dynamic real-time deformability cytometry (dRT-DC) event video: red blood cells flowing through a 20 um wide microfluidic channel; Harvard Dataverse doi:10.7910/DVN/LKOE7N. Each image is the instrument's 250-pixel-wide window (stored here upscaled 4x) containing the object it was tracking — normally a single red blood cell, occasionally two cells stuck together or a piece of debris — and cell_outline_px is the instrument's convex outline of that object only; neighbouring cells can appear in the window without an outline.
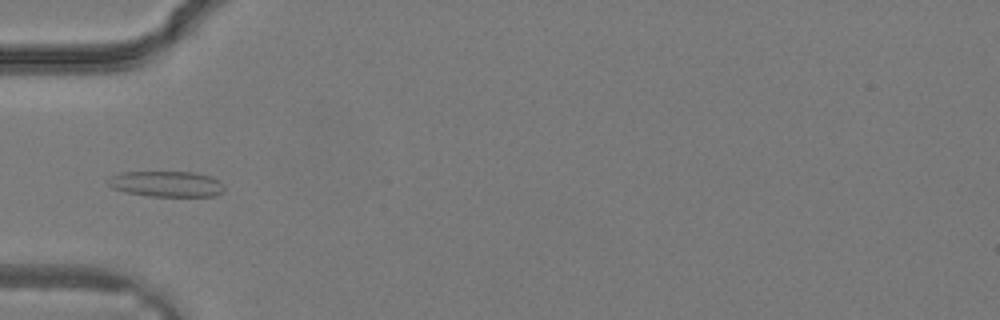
{"species": "common noctule bat (a hibernating species)", "species_latin": "Nyctalus noctula", "temperature_condition": "warm", "stored_images_in_passage": 24, "camera_frame_rate_fps": 3000, "um_per_image_px": 0.085, "animal": {"sex": "male", "body_mass_g": 19.2, "forearm_length_mm": 51.8}, "frame": {"image": 1, "passage_image": 2, "time_ms": 0.333, "image_size_px": [1000, 320], "cell_outline_px": [[224, 192], [216, 196], [148, 196], [128, 192], [112, 188], [108, 184], [108, 176], [120, 172], [196, 172], [212, 176], [220, 180], [224, 188]], "centroid_in_image_um": [14.18, 15.63], "position_along_channel_um": 70.8, "area_um2": 17.63}}
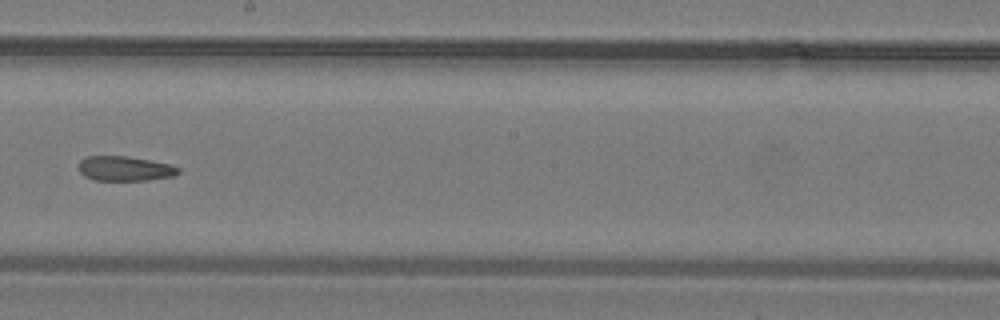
{"frame": {"image": 2, "passage_image": 10, "time_ms": 3.0, "image_size_px": [1000, 320], "cell_outline_px": [[180, 172], [172, 176], [148, 180], [96, 180], [84, 176], [80, 172], [80, 160], [88, 156], [128, 156], [172, 164], [180, 168]], "centroid_in_image_um": [10.65, 14.32], "position_along_channel_um": 237.6, "area_um2": 14.33}}
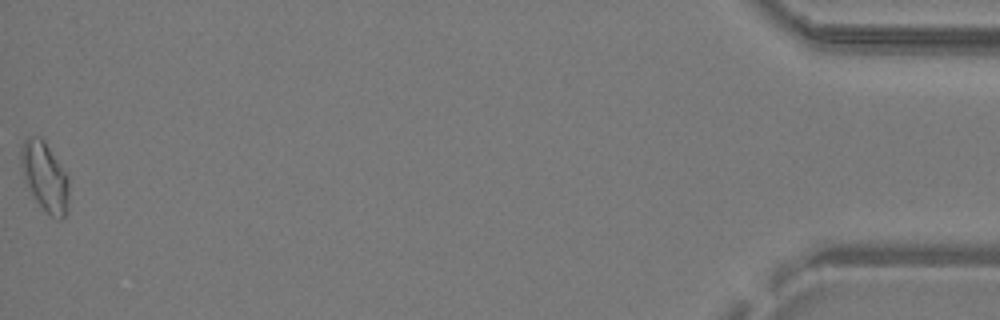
{"frame": {"image": 3, "passage_image": 24, "time_ms": 7.667, "image_size_px": [1000, 320], "cell_outline_px": [[68, 212], [60, 220], [52, 216], [36, 200], [24, 180], [20, 160], [20, 148], [24, 140], [28, 136], [40, 136], [44, 140], [68, 176]], "centroid_in_image_um": [3.8, 14.98], "position_along_channel_um": 431.4, "area_um2": 19.19}}